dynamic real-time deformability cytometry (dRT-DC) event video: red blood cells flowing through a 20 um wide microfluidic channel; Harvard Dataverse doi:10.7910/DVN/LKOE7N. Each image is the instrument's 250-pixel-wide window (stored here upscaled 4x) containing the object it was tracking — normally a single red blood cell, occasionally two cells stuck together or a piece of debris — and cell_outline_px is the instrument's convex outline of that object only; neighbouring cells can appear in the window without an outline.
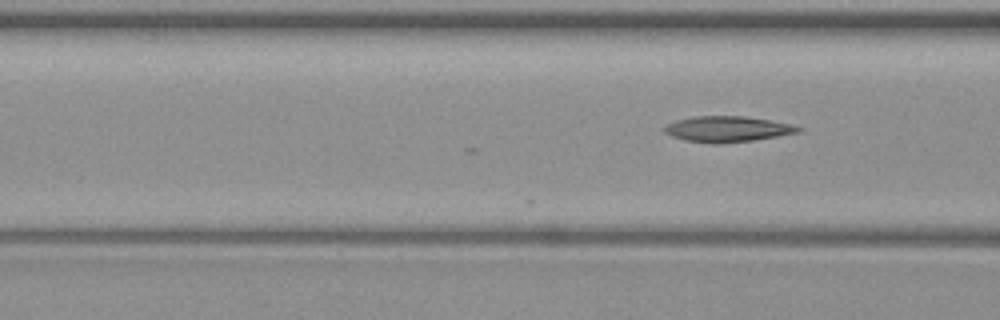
{"species": "common noctule bat (a hibernating species)", "species_latin": "Nyctalus noctula", "temperature_condition": "warm", "stored_images_in_passage": 5, "camera_frame_rate_fps": 3000, "um_per_image_px": 0.085, "animal": {"sex": "female", "body_mass_g": 19.3, "forearm_length_mm": 54.1}, "frame": {"image": 1, "passage_image": 5, "time_ms": 1.333, "image_size_px": [1000, 320], "cell_outline_px": [[804, 128], [800, 132], [752, 140], [720, 144], [712, 144], [684, 140], [672, 136], [664, 132], [664, 128], [668, 124], [676, 120], [692, 116], [744, 116], [792, 124]], "centroid_in_image_um": [61.82, 10.97], "position_along_channel_um": 104.8, "area_um2": 20.06}}